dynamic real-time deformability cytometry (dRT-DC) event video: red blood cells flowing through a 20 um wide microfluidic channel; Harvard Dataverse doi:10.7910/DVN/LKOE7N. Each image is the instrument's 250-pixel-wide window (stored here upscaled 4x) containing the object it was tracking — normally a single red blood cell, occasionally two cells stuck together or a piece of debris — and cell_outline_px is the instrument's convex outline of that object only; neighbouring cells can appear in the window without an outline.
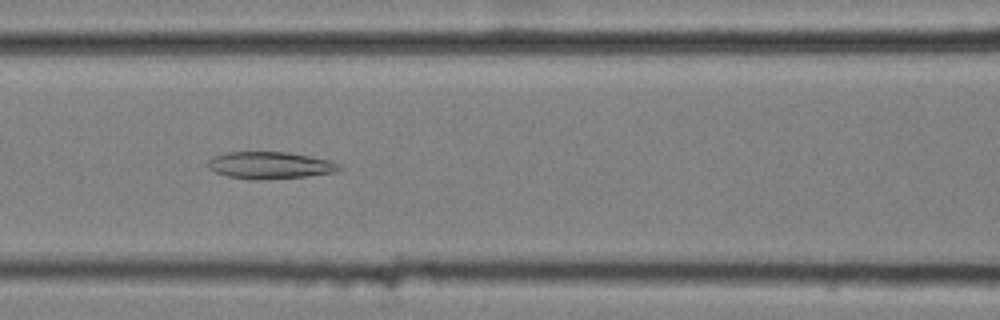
{"species": "common noctule bat (a hibernating species)", "species_latin": "Nyctalus noctula", "temperature_condition": "cold", "stored_images_in_passage": 57, "camera_frame_rate_fps": 3000, "um_per_image_px": 0.085, "animal": {"sex": "female", "body_mass_g": 25.1}, "frame": {"image": 1, "passage_image": 25, "time_ms": 8.0, "image_size_px": [1000, 320], "cell_outline_px": [[344, 168], [336, 172], [308, 176], [260, 180], [256, 180], [228, 176], [216, 172], [208, 168], [208, 160], [216, 156], [228, 152], [288, 152], [332, 160], [340, 164]], "centroid_in_image_um": [23.02, 14.05], "position_along_channel_um": 143.6, "area_um2": 20.75}}
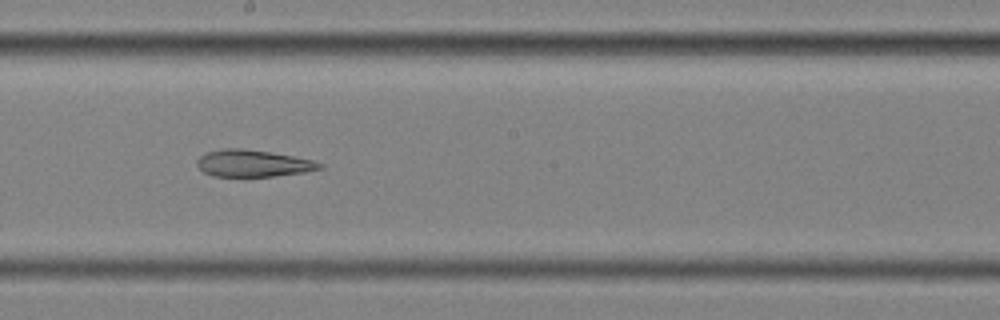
{"frame": {"image": 2, "passage_image": 32, "time_ms": 10.333, "image_size_px": [1000, 320], "cell_outline_px": [[324, 168], [304, 172], [272, 176], [212, 176], [204, 172], [196, 164], [196, 160], [200, 156], [208, 152], [224, 148], [240, 148], [268, 152], [292, 156], [312, 160], [324, 164]], "centroid_in_image_um": [21.5, 13.89], "position_along_channel_um": 226.7, "area_um2": 19.02}}
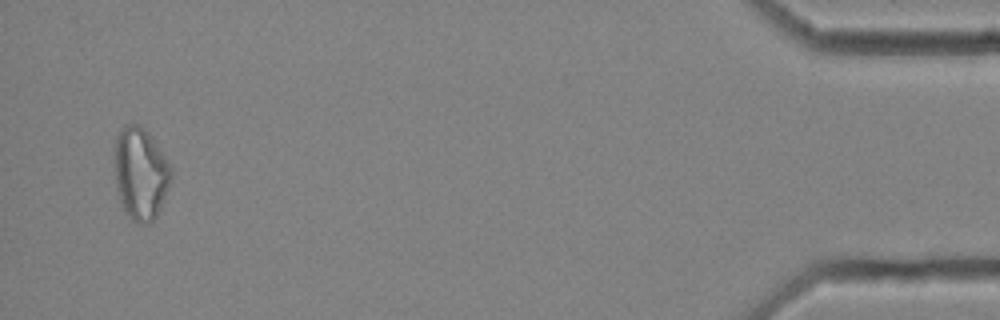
{"frame": {"image": 3, "passage_image": 55, "time_ms": 18.0, "image_size_px": [1000, 320], "cell_outline_px": [[172, 176], [168, 188], [160, 208], [156, 216], [148, 224], [144, 224], [132, 220], [124, 212], [116, 188], [116, 140], [124, 124], [136, 124], [144, 128], [152, 136], [168, 160], [172, 168]], "centroid_in_image_um": [11.97, 14.76], "position_along_channel_um": 423.2, "area_um2": 30.17}, "authors_computed_cell_mechanics": {"area_um2": 25.8944, "velocity_mm_per_s": 3.5773, "shape_relaxation_time_tau1_ms": null, "shape_relaxation_time_tau2_ms": 10.2142, "deformation_change_tau1": null, "deformation_change_tau2": 0.2441}}